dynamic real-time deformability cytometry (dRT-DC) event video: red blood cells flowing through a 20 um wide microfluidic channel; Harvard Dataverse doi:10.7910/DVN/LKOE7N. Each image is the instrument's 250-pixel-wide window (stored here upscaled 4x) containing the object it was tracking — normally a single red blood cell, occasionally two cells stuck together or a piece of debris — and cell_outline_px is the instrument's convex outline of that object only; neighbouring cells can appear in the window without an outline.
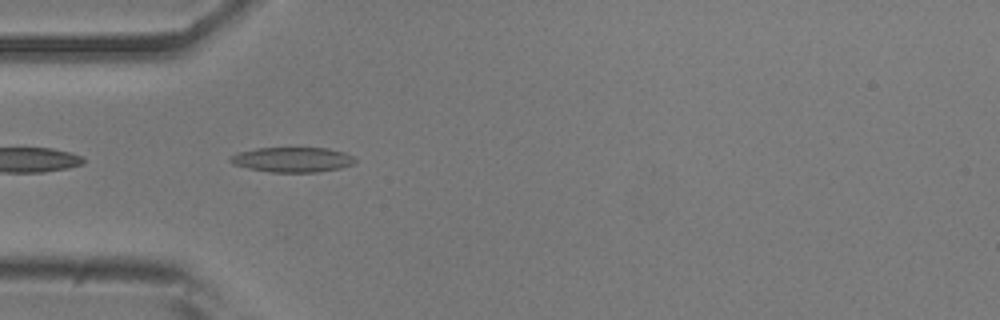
{"species": "common noctule bat (a hibernating species)", "species_latin": "Nyctalus noctula", "temperature_condition": "room temperature", "stored_images_in_passage": 35, "camera_frame_rate_fps": 3000, "um_per_image_px": 0.085, "animal": {"sex": "male", "body_mass_g": 20.5, "forearm_length_mm": 52.5}, "frame": {"image": 1, "passage_image": 2, "time_ms": 0.333, "image_size_px": [1000, 320], "cell_outline_px": [[356, 160], [352, 164], [340, 168], [316, 172], [272, 172], [248, 168], [232, 164], [228, 160], [232, 156], [240, 152], [256, 148], [328, 148], [344, 152], [352, 156]], "centroid_in_image_um": [24.85, 13.57], "position_along_channel_um": 60.1, "area_um2": 17.98}}
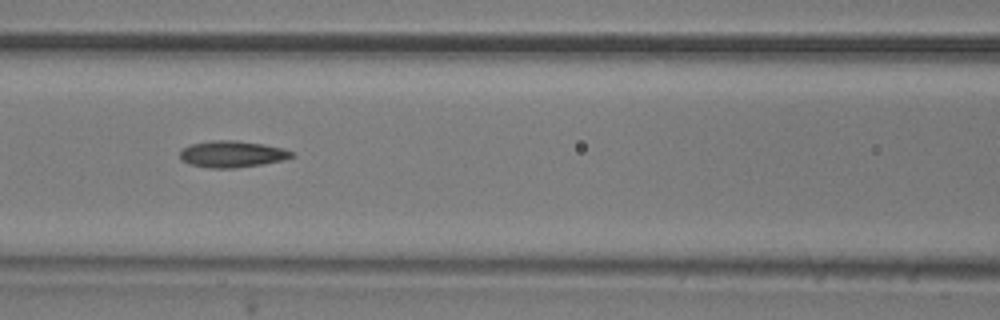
{"frame": {"image": 2, "passage_image": 9, "time_ms": 2.667, "image_size_px": [1000, 320], "cell_outline_px": [[296, 156], [284, 160], [236, 168], [208, 168], [192, 164], [180, 160], [180, 152], [184, 148], [192, 144], [212, 140], [236, 140], [264, 144], [284, 148], [292, 152]], "centroid_in_image_um": [19.76, 13.09], "position_along_channel_um": 146.8, "area_um2": 17.28}}
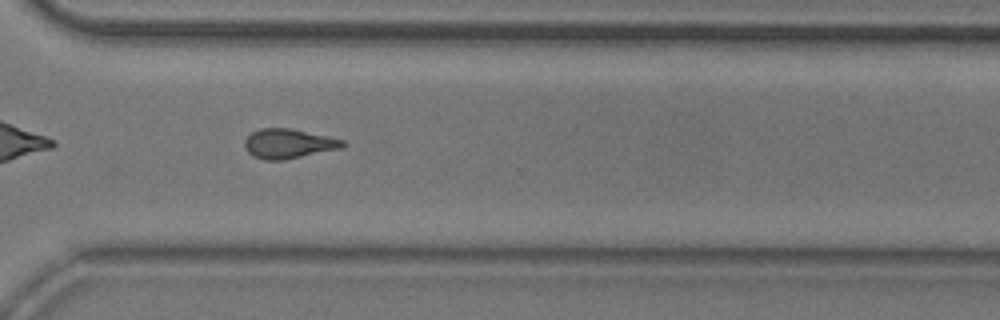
{"frame": {"image": 3, "passage_image": 25, "time_ms": 8.0, "image_size_px": [1000, 320], "cell_outline_px": [[348, 144], [340, 148], [284, 160], [264, 160], [252, 156], [248, 152], [244, 144], [244, 140], [252, 132], [260, 128], [288, 128], [328, 136], [344, 140]], "centroid_in_image_um": [24.51, 12.21], "position_along_channel_um": 346.1, "area_um2": 16.82}, "authors_computed_cell_mechanics": {"area_um2": 16.5886, "velocity_mm_per_s": 3.7487, "shape_relaxation_time_tau1_ms": null, "shape_relaxation_time_tau2_ms": 4.7354, "deformation_change_tau1": null, "deformation_change_tau2": 0.1486}}